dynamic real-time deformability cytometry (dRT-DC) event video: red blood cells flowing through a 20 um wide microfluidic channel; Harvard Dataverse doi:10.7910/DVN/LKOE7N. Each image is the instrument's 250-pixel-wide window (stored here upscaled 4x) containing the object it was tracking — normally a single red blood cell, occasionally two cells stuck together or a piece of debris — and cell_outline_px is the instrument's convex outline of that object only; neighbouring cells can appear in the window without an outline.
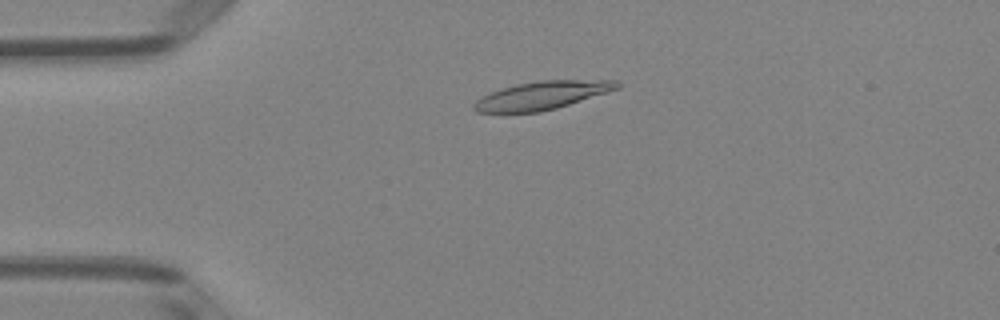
{"species": "Egyptian fruit bat (a non-hibernating species)", "species_latin": "Rousettus aegyptiacus", "temperature_condition": "room temperature", "stored_images_in_passage": 51, "camera_frame_rate_fps": 3000, "um_per_image_px": 0.085, "animal": {"sex": "female"}, "frame": {"image": 1, "passage_image": 12, "time_ms": 3.667, "image_size_px": [1000, 320], "cell_outline_px": [[624, 84], [620, 88], [608, 92], [556, 108], [540, 112], [476, 112], [472, 108], [472, 104], [476, 100], [500, 88], [516, 84], [540, 80], [616, 80]], "centroid_in_image_um": [46.1, 8.1], "position_along_channel_um": 38.9, "area_um2": 23.47}}
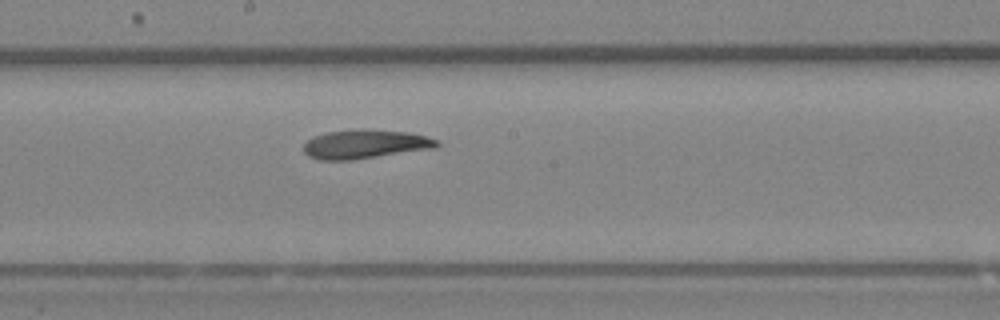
{"frame": {"image": 2, "passage_image": 28, "time_ms": 9.0, "image_size_px": [1000, 320], "cell_outline_px": [[440, 144], [436, 148], [352, 160], [320, 160], [308, 156], [304, 152], [304, 144], [312, 136], [324, 132], [364, 128], [408, 132], [440, 140]], "centroid_in_image_um": [31.03, 12.24], "position_along_channel_um": 217.2, "area_um2": 22.77}}
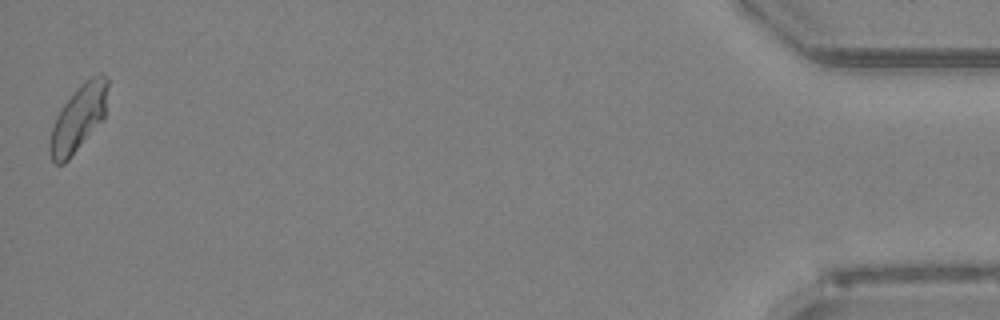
{"frame": {"image": 3, "passage_image": 51, "time_ms": 16.667, "image_size_px": [1000, 320], "cell_outline_px": [[108, 84], [104, 120], [68, 160], [64, 164], [56, 164], [52, 160], [48, 152], [48, 144], [52, 128], [56, 116], [60, 108], [80, 84], [84, 80], [100, 72], [104, 72], [108, 80]], "centroid_in_image_um": [6.67, 10.04], "position_along_channel_um": 428.5, "area_um2": 22.72}, "authors_computed_cell_mechanics": {"area_um2": 22.7732, "velocity_mm_per_s": 3.9522, "shape_relaxation_time_tau1_ms": null, "shape_relaxation_time_tau2_ms": 4.6544, "deformation_change_tau1": null, "deformation_change_tau2": 0.1391}}